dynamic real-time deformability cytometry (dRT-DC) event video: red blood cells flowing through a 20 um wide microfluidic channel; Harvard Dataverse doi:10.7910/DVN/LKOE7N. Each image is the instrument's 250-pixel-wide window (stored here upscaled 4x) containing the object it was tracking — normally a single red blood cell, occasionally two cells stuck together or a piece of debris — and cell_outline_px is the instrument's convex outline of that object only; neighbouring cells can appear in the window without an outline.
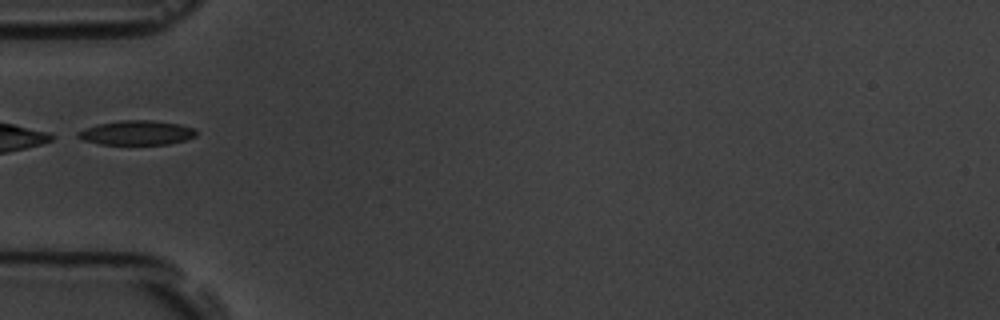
{"species": "common noctule bat (a hibernating species)", "species_latin": "Nyctalus noctula", "temperature_condition": "room temperature", "stored_images_in_passage": 5, "camera_frame_rate_fps": 3000, "um_per_image_px": 0.085, "animal": {"sex": "male", "body_mass_g": 19.5, "forearm_length_mm": 54.6}, "frame": {"image": 1, "passage_image": 5, "time_ms": 5.333, "image_size_px": [1000, 320], "cell_outline_px": [[196, 136], [184, 140], [168, 144], [100, 144], [84, 140], [76, 136], [76, 132], [96, 124], [120, 120], [152, 120], [180, 124], [196, 128]], "centroid_in_image_um": [11.62, 11.27], "position_along_channel_um": 73.4, "area_um2": 16.88}}